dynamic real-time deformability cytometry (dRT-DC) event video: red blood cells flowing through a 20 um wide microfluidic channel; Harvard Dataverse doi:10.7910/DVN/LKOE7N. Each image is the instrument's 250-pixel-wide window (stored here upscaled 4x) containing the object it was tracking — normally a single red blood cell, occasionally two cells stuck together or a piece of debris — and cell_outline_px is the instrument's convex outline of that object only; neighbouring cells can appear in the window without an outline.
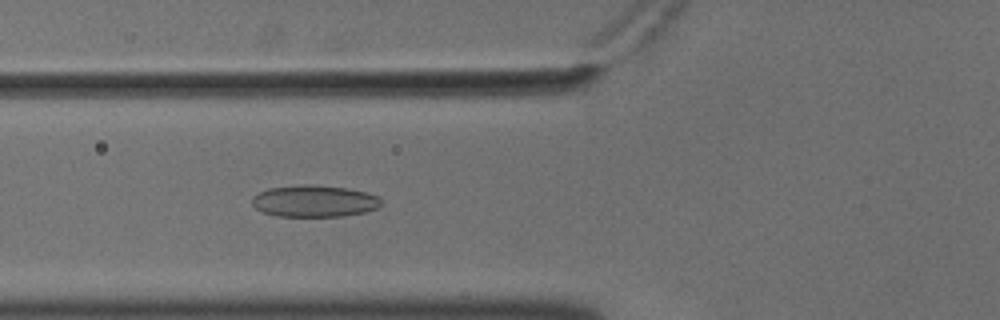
{"species": "common noctule bat (a hibernating species)", "species_latin": "Nyctalus noctula", "temperature_condition": "cold", "stored_images_in_passage": 50, "camera_frame_rate_fps": 3000, "um_per_image_px": 0.085, "animal": {"sex": "male", "body_mass_g": 18.8}, "frame": {"image": 1, "passage_image": 16, "time_ms": 5.0, "image_size_px": [1000, 320], "cell_outline_px": [[384, 204], [376, 208], [364, 212], [344, 216], [276, 216], [264, 212], [256, 208], [252, 204], [252, 196], [268, 188], [304, 184], [312, 184], [348, 188], [368, 192], [376, 196]], "centroid_in_image_um": [26.72, 17.08], "position_along_channel_um": 99.1, "area_um2": 23.99}}
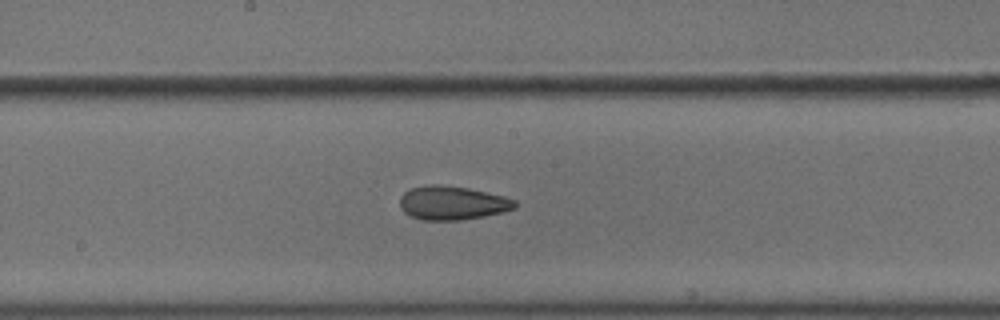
{"frame": {"image": 2, "passage_image": 25, "time_ms": 8.0, "image_size_px": [1000, 320], "cell_outline_px": [[520, 204], [516, 208], [484, 216], [460, 220], [424, 220], [408, 216], [400, 208], [400, 196], [404, 192], [412, 188], [432, 184], [440, 184], [468, 188], [504, 196], [516, 200]], "centroid_in_image_um": [38.45, 17.25], "position_along_channel_um": 209.8, "area_um2": 22.77}}
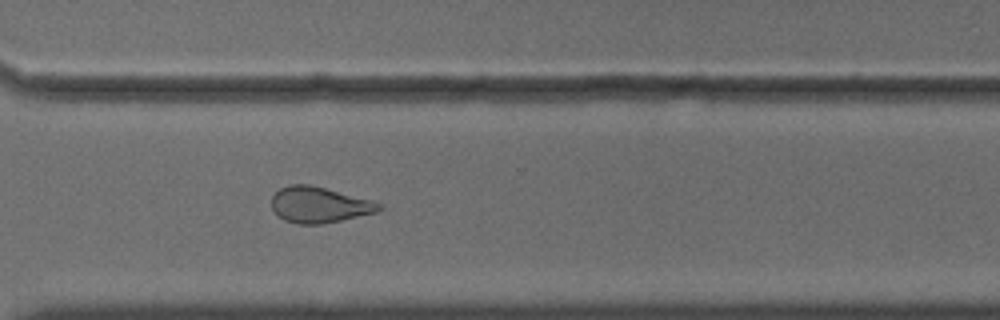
{"frame": {"image": 3, "passage_image": 36, "time_ms": 11.667, "image_size_px": [1000, 320], "cell_outline_px": [[384, 208], [376, 212], [324, 224], [296, 224], [284, 220], [272, 208], [272, 196], [280, 188], [288, 184], [308, 184], [372, 200], [380, 204]], "centroid_in_image_um": [27.12, 17.41], "position_along_channel_um": 343.5, "area_um2": 22.31}, "authors_computed_cell_mechanics": {"area_um2": 23.9581, "velocity_mm_per_s": 3.6574, "shape_relaxation_time_tau1_ms": null, "shape_relaxation_time_tau2_ms": 2.4312, "deformation_change_tau1": null, "deformation_change_tau2": 0.093}}